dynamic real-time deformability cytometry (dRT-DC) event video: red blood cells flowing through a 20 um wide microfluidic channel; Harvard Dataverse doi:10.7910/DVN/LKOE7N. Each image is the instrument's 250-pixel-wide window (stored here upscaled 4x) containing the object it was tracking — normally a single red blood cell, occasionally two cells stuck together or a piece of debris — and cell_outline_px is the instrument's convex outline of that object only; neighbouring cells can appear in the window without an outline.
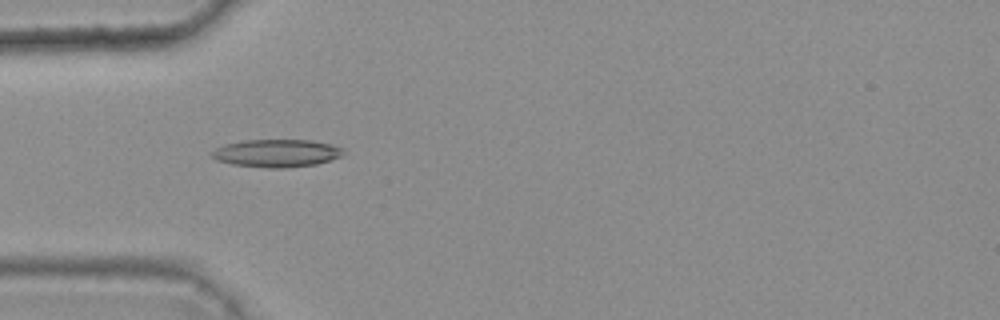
{"species": "common noctule bat (a hibernating species)", "species_latin": "Nyctalus noctula", "temperature_condition": "warm", "stored_images_in_passage": 7, "camera_frame_rate_fps": 3000, "um_per_image_px": 0.085, "animal": {"sex": "female", "body_mass_g": 25.1}, "frame": {"image": 1, "passage_image": 4, "time_ms": 1.0, "image_size_px": [1000, 320], "cell_outline_px": [[344, 152], [340, 156], [316, 164], [288, 168], [268, 168], [232, 164], [216, 160], [212, 156], [212, 152], [216, 148], [224, 144], [244, 140], [312, 140], [332, 144], [344, 148]], "centroid_in_image_um": [23.52, 13.02], "position_along_channel_um": 61.5, "area_um2": 21.27}}
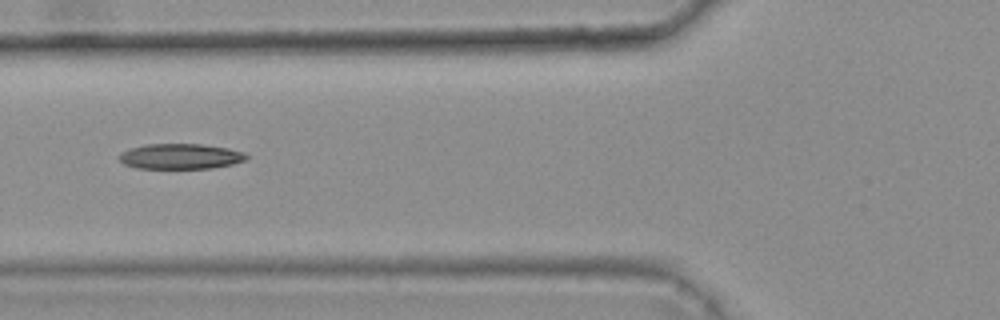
{"frame": {"image": 2, "passage_image": 5, "time_ms": 1.333, "image_size_px": [1000, 320], "cell_outline_px": [[248, 160], [232, 164], [212, 168], [136, 168], [124, 164], [116, 156], [120, 152], [132, 148], [148, 144], [200, 144], [228, 148], [244, 152], [248, 156]], "centroid_in_image_um": [15.34, 13.29], "position_along_channel_um": 110.5, "area_um2": 18.84}}
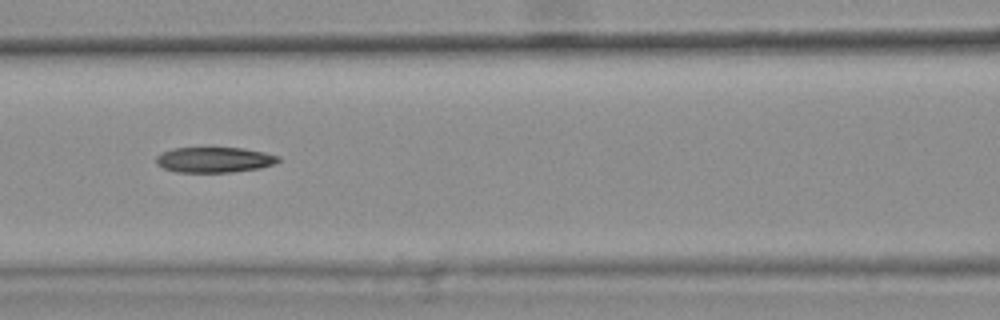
{"frame": {"image": 3, "passage_image": 6, "time_ms": 1.667, "image_size_px": [1000, 320], "cell_outline_px": [[280, 160], [276, 164], [260, 168], [232, 172], [176, 172], [164, 168], [156, 164], [156, 156], [160, 152], [172, 148], [244, 148], [264, 152], [280, 156]], "centroid_in_image_um": [18.22, 13.58], "position_along_channel_um": 148.4, "area_um2": 18.26}}